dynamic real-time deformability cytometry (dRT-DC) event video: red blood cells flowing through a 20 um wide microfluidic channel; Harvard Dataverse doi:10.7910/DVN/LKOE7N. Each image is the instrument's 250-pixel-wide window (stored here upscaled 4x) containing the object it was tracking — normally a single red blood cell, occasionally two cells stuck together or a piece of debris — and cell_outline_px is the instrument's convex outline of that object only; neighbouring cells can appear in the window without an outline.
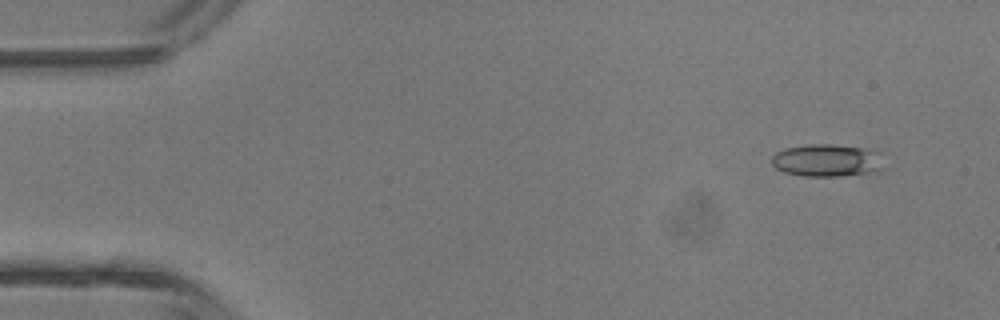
{"species": "common noctule bat (a hibernating species)", "species_latin": "Nyctalus noctula", "temperature_condition": "room temperature", "stored_images_in_passage": 5, "camera_frame_rate_fps": 3000, "um_per_image_px": 0.085, "animal": {"sex": "male", "body_mass_g": 13.3}, "frame": {"image": 1, "passage_image": 2, "time_ms": 1.0, "image_size_px": [1000, 320], "cell_outline_px": [[888, 168], [880, 172], [840, 176], [800, 176], [784, 172], [776, 168], [772, 164], [772, 156], [776, 152], [784, 148], [808, 144], [832, 144], [860, 148], [884, 152]], "centroid_in_image_um": [70.44, 13.64], "position_along_channel_um": 14.6, "area_um2": 22.14}}
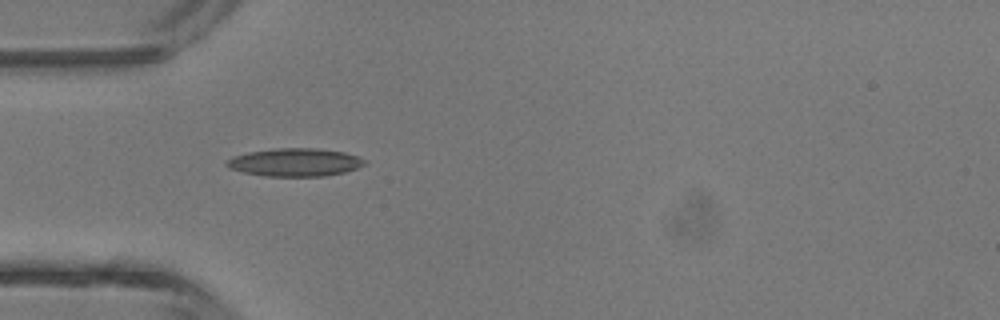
{"frame": {"image": 2, "passage_image": 5, "time_ms": 4.333, "image_size_px": [1000, 320], "cell_outline_px": [[368, 164], [344, 172], [324, 176], [264, 176], [244, 172], [228, 168], [224, 164], [232, 156], [248, 152], [276, 148], [316, 148], [344, 152], [360, 156], [368, 160]], "centroid_in_image_um": [25.11, 13.79], "position_along_channel_um": 59.9, "area_um2": 22.72}}